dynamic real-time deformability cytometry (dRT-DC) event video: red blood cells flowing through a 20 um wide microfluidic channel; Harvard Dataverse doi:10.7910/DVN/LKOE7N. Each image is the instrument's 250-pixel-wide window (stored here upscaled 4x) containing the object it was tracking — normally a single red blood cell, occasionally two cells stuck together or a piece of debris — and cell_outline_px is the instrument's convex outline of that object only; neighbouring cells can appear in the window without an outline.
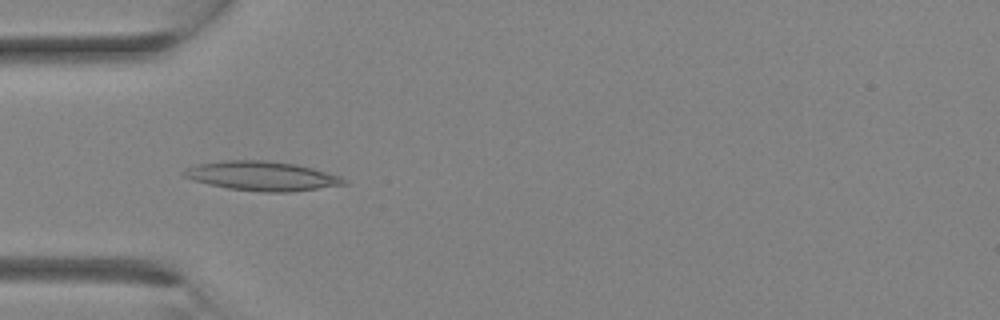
{"species": "Egyptian fruit bat (a non-hibernating species)", "species_latin": "Rousettus aegyptiacus", "temperature_condition": "room temperature", "stored_images_in_passage": 3, "camera_frame_rate_fps": 3000, "um_per_image_px": 0.085, "animal": {"sex": "female"}, "frame": {"image": 1, "passage_image": 3, "time_ms": 2.333, "image_size_px": [1000, 320], "cell_outline_px": [[348, 184], [292, 192], [260, 192], [228, 188], [208, 184], [192, 180], [184, 176], [180, 172], [184, 168], [196, 164], [224, 160], [268, 160], [296, 164], [312, 168], [340, 176], [348, 180]], "centroid_in_image_um": [22.25, 14.96], "position_along_channel_um": 62.8, "area_um2": 27.63}}